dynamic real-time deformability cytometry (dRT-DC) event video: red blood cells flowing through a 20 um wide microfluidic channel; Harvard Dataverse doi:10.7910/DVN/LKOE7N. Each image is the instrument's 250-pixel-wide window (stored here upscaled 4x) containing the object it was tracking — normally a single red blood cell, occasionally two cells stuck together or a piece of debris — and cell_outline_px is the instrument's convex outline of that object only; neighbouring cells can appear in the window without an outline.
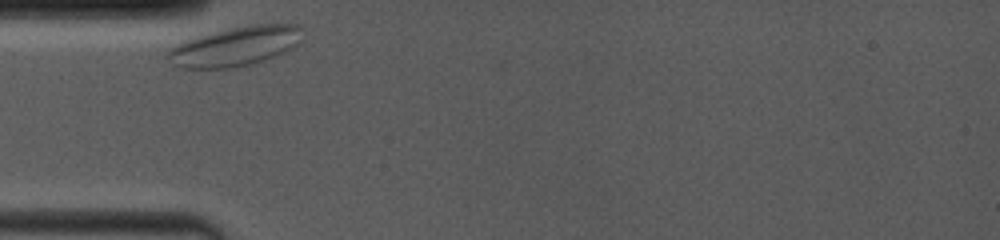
{"species": "common noctule bat (a hibernating species)", "species_latin": "Nyctalus noctula", "temperature_condition": "room temperature", "stored_images_in_passage": 3, "camera_frame_rate_fps": 4000, "um_per_image_px": 0.085, "animal": {"sex": "female", "body_mass_g": 19.0, "forearm_length_mm": 53.3}, "frame": {"image": 1, "passage_image": 1, "time_ms": 0.0, "image_size_px": [1000, 240], "cell_outline_px": [[304, 28], [296, 44], [280, 56], [232, 68], [180, 68], [172, 64], [164, 56], [168, 48], [176, 44], [200, 36], [248, 24], [300, 24]], "centroid_in_image_um": [19.99, 3.94], "position_along_channel_um": 65.0, "area_um2": 30.92}}
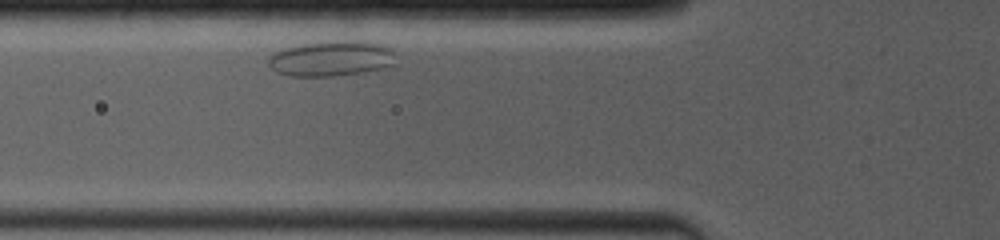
{"frame": {"image": 2, "passage_image": 3, "time_ms": 1.0, "image_size_px": [1000, 240], "cell_outline_px": [[396, 68], [332, 76], [288, 76], [276, 72], [268, 64], [268, 56], [272, 52], [284, 48], [304, 44], [332, 40], [368, 40], [392, 48], [396, 52]], "centroid_in_image_um": [28.28, 4.97], "position_along_channel_um": 97.5, "area_um2": 27.28}}